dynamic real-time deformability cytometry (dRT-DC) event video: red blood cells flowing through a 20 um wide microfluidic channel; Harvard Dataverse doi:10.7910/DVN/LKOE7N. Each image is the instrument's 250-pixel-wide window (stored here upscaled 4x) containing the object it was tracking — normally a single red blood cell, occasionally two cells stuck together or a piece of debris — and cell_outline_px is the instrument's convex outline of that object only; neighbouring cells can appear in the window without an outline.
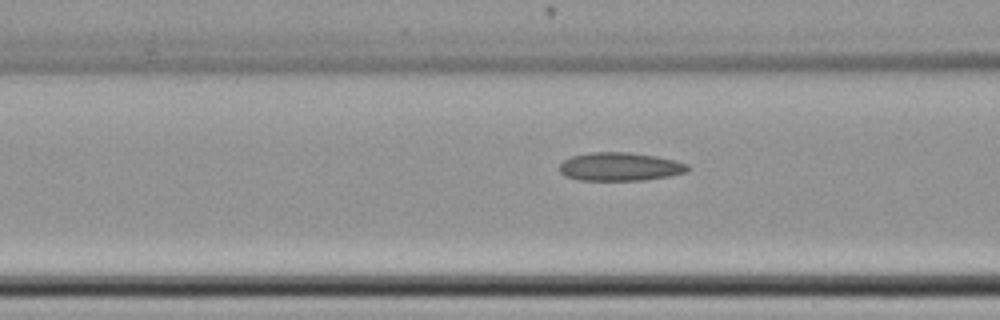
{"species": "common noctule bat (a hibernating species)", "species_latin": "Nyctalus noctula", "temperature_condition": "cold", "stored_images_in_passage": 17, "camera_frame_rate_fps": 3000, "um_per_image_px": 0.085, "animal": {"sex": "female", "body_mass_g": 22.7, "forearm_length_mm": 54.2}, "frame": {"image": 1, "passage_image": 15, "time_ms": 4.667, "image_size_px": [1000, 320], "cell_outline_px": [[692, 168], [688, 172], [668, 176], [644, 180], [580, 180], [564, 176], [560, 172], [560, 164], [564, 160], [572, 156], [588, 152], [628, 152], [656, 156], [676, 160], [688, 164]], "centroid_in_image_um": [52.73, 14.16], "position_along_channel_um": 113.9, "area_um2": 21.39}}